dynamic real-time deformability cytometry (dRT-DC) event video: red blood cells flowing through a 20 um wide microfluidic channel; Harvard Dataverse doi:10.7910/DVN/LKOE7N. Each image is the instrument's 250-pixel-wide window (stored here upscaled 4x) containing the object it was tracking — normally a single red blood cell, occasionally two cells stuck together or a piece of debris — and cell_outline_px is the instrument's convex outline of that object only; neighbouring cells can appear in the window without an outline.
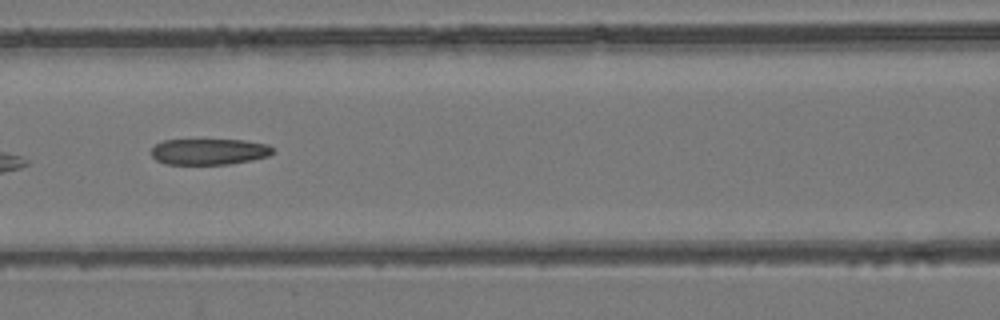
{"species": "common noctule bat (a hibernating species)", "species_latin": "Nyctalus noctula", "temperature_condition": "room temperature", "stored_images_in_passage": 7, "camera_frame_rate_fps": 3000, "um_per_image_px": 0.085, "animal": {"sex": "female", "body_mass_g": 24.6, "forearm_length_mm": 56.2}, "frame": {"image": 1, "passage_image": 4, "time_ms": 4.333, "image_size_px": [1000, 320], "cell_outline_px": [[276, 152], [268, 156], [252, 160], [228, 164], [164, 164], [156, 160], [152, 156], [152, 148], [156, 144], [164, 140], [244, 140], [268, 144]], "centroid_in_image_um": [17.79, 12.89], "position_along_channel_um": 148.8, "area_um2": 18.5}}
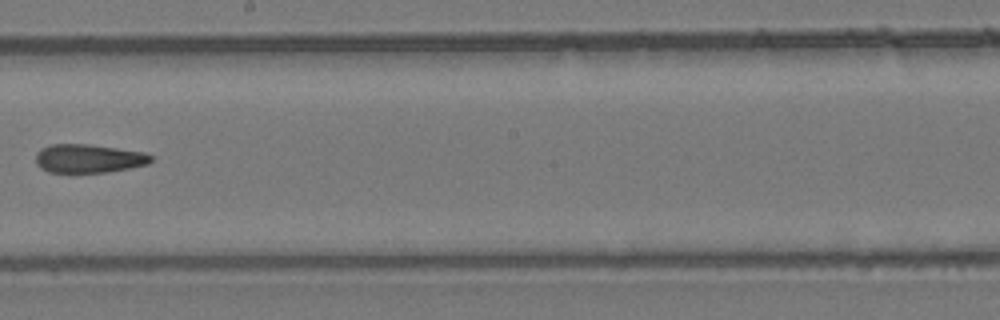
{"frame": {"image": 2, "passage_image": 6, "time_ms": 6.667, "image_size_px": [1000, 320], "cell_outline_px": [[152, 160], [148, 164], [108, 172], [48, 172], [40, 168], [36, 164], [36, 152], [40, 148], [52, 144], [88, 144], [148, 152], [152, 156]], "centroid_in_image_um": [7.53, 13.46], "position_along_channel_um": 240.7, "area_um2": 19.36}}
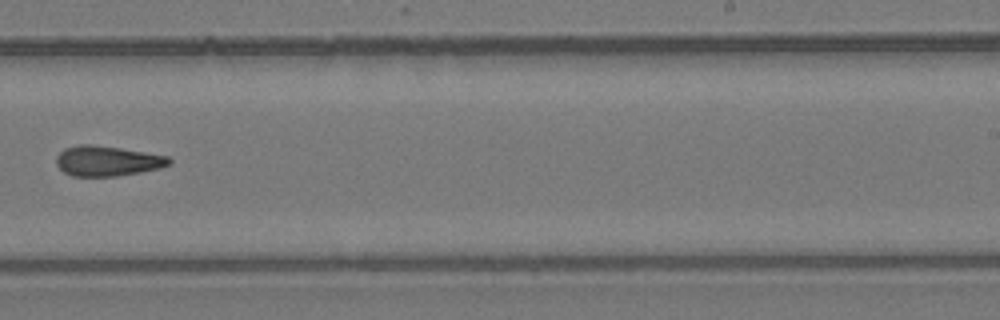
{"frame": {"image": 3, "passage_image": 7, "time_ms": 7.667, "image_size_px": [1000, 320], "cell_outline_px": [[172, 164], [160, 168], [140, 172], [116, 176], [72, 176], [64, 172], [56, 164], [56, 156], [64, 148], [80, 144], [92, 144], [120, 148], [168, 156], [172, 160]], "centroid_in_image_um": [9.12, 13.68], "position_along_channel_um": 279.9, "area_um2": 19.88}}